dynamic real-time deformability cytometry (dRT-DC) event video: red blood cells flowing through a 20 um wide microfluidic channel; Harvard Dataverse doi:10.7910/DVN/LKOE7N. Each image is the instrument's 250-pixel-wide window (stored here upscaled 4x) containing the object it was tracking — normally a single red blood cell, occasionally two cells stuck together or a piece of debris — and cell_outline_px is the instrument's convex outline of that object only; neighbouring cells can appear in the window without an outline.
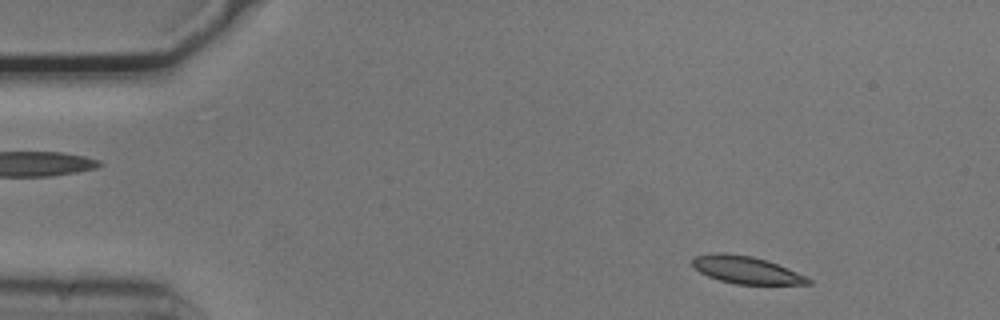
{"species": "common noctule bat (a hibernating species)", "species_latin": "Nyctalus noctula", "temperature_condition": "cold", "stored_images_in_passage": 52, "camera_frame_rate_fps": 3000, "um_per_image_px": 0.085, "animal": {"sex": "male", "body_mass_g": 20.5, "forearm_length_mm": 52.5}, "frame": {"image": 1, "passage_image": 5, "time_ms": 1.333, "image_size_px": [1000, 320], "cell_outline_px": [[812, 284], [736, 284], [720, 280], [708, 276], [700, 272], [692, 264], [692, 256], [716, 252], [724, 252], [752, 256], [768, 260], [788, 268], [812, 280]], "centroid_in_image_um": [63.4, 22.92], "position_along_channel_um": 21.6, "area_um2": 18.5}}
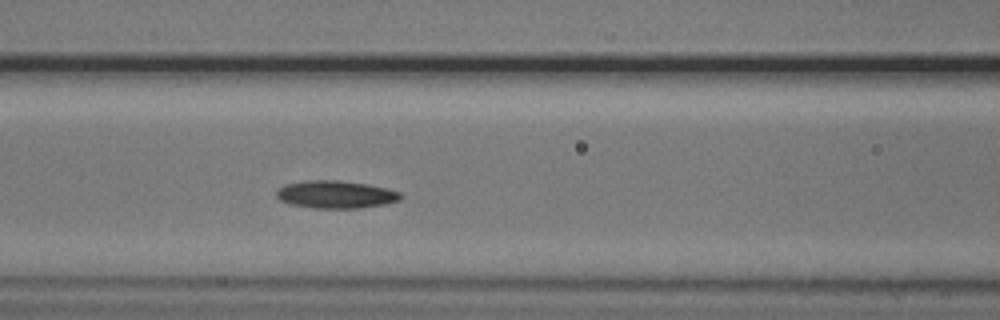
{"frame": {"image": 2, "passage_image": 21, "time_ms": 6.667, "image_size_px": [1000, 320], "cell_outline_px": [[404, 196], [400, 200], [384, 204], [360, 208], [316, 208], [292, 204], [280, 200], [276, 196], [276, 188], [284, 184], [304, 180], [340, 180], [368, 184], [388, 188], [400, 192]], "centroid_in_image_um": [28.54, 16.51], "position_along_channel_um": 138.1, "area_um2": 20.23}}
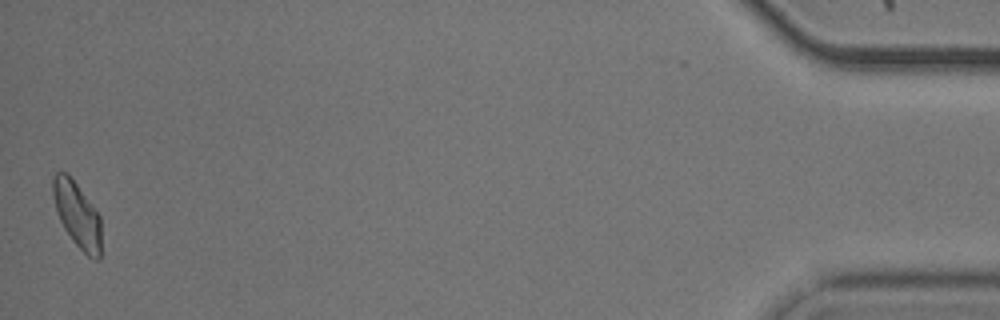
{"frame": {"image": 3, "passage_image": 52, "time_ms": 17.0, "image_size_px": [1000, 320], "cell_outline_px": [[100, 260], [96, 260], [88, 256], [72, 240], [64, 228], [60, 220], [56, 208], [52, 192], [52, 180], [56, 172], [68, 172], [100, 216]], "centroid_in_image_um": [6.55, 18.23], "position_along_channel_um": 428.6, "area_um2": 18.21}, "authors_computed_cell_mechanics": {"area_um2": 19.1607, "velocity_mm_per_s": 3.7154, "shape_relaxation_time_tau1_ms": 2.6525, "shape_relaxation_time_tau2_ms": 10.6608, "deformation_change_tau1": 0.1096, "deformation_change_tau2": 0.1461}}